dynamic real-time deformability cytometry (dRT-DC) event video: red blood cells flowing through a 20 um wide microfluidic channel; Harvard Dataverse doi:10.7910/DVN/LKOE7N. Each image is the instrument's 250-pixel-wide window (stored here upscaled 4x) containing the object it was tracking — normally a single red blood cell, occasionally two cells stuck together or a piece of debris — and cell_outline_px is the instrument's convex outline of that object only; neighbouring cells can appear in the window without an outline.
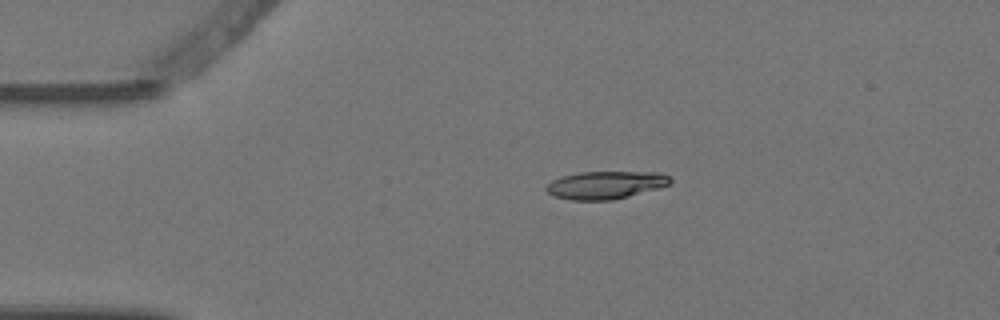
{"species": "Egyptian fruit bat (a non-hibernating species)", "species_latin": "Rousettus aegyptiacus", "temperature_condition": "warm", "stored_images_in_passage": 2, "camera_frame_rate_fps": 3000, "um_per_image_px": 0.085, "animal": {"sex": "female"}, "frame": {"image": 1, "passage_image": 1, "time_ms": 0.0, "image_size_px": [1000, 320], "cell_outline_px": [[672, 180], [668, 184], [660, 188], [612, 200], [572, 200], [552, 196], [544, 188], [552, 180], [564, 176], [580, 172], [660, 172], [668, 176]], "centroid_in_image_um": [51.47, 15.73], "position_along_channel_um": 33.5, "area_um2": 20.0}}